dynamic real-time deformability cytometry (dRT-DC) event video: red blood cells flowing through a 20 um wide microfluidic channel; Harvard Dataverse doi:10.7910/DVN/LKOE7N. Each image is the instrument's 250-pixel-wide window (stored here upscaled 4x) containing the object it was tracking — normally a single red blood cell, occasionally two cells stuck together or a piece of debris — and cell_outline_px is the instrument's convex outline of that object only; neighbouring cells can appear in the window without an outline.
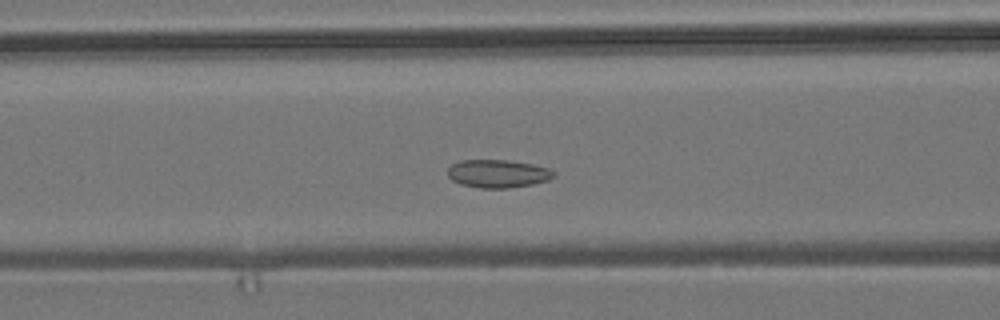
{"species": "common noctule bat (a hibernating species)", "species_latin": "Nyctalus noctula", "temperature_condition": "room temperature", "stored_images_in_passage": 51, "camera_frame_rate_fps": 3000, "um_per_image_px": 0.085, "animal": {"sex": "male", "body_mass_g": 19.2, "forearm_length_mm": 51.8}, "frame": {"image": 1, "passage_image": 18, "time_ms": 5.667, "image_size_px": [1000, 320], "cell_outline_px": [[556, 176], [548, 180], [532, 184], [508, 188], [480, 188], [460, 184], [452, 180], [448, 176], [448, 168], [452, 164], [460, 160], [508, 160], [532, 164], [548, 168], [556, 172]], "centroid_in_image_um": [42.32, 14.76], "position_along_channel_um": 124.3, "area_um2": 17.4}}
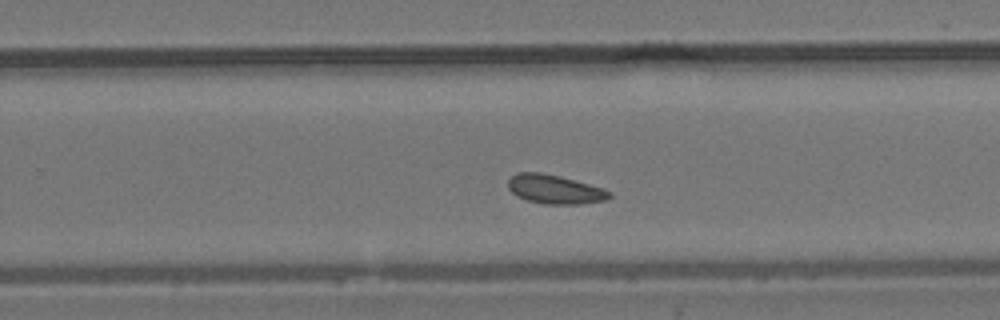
{"frame": {"image": 2, "passage_image": 31, "time_ms": 10.0, "image_size_px": [1000, 320], "cell_outline_px": [[612, 196], [608, 200], [580, 204], [544, 204], [528, 200], [516, 196], [508, 188], [508, 180], [516, 172], [540, 172], [560, 176], [604, 188], [612, 192]], "centroid_in_image_um": [47.18, 16.09], "position_along_channel_um": 282.6, "area_um2": 17.28}}
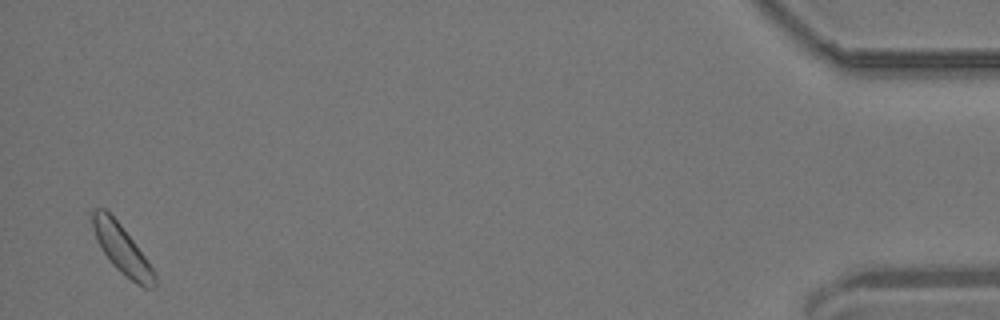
{"frame": {"image": 3, "passage_image": 50, "time_ms": 16.333, "image_size_px": [1000, 320], "cell_outline_px": [[156, 288], [144, 288], [136, 284], [120, 272], [112, 264], [96, 240], [92, 228], [88, 212], [96, 208], [104, 208], [120, 224], [156, 272]], "centroid_in_image_um": [10.33, 21.18], "position_along_channel_um": 424.9, "area_um2": 17.74}, "authors_computed_cell_mechanics": {"area_um2": 17.2822, "velocity_mm_per_s": 3.6642, "shape_relaxation_time_tau1_ms": null, "shape_relaxation_time_tau2_ms": 4.2324, "deformation_change_tau1": null, "deformation_change_tau2": 0.087}}